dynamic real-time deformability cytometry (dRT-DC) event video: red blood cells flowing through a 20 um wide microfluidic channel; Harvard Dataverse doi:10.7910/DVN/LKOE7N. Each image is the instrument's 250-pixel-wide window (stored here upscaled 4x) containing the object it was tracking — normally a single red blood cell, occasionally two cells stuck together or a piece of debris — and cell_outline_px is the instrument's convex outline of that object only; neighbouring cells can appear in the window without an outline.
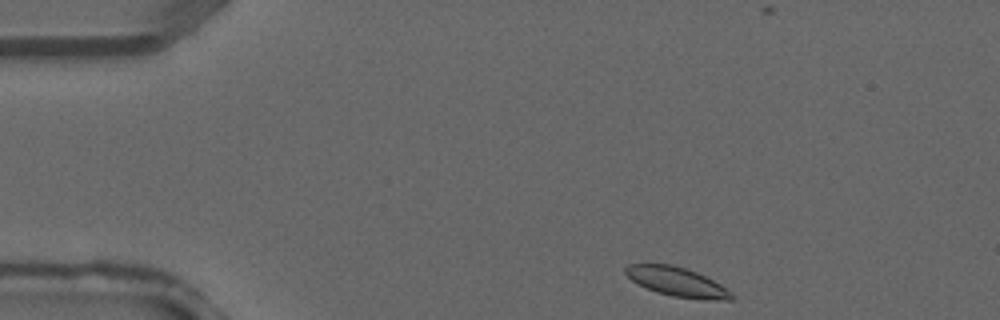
{"species": "common noctule bat (a hibernating species)", "species_latin": "Nyctalus noctula", "temperature_condition": "warm", "stored_images_in_passage": 3, "camera_frame_rate_fps": 3000, "um_per_image_px": 0.085, "animal": {"sex": "male", "forearm_length_mm": 52.5}, "frame": {"image": 1, "passage_image": 1, "time_ms": 0.0, "image_size_px": [1000, 320], "cell_outline_px": [[736, 296], [732, 300], [704, 300], [672, 296], [656, 292], [632, 280], [624, 272], [624, 268], [628, 264], [672, 264], [696, 272], [720, 284], [732, 292]], "centroid_in_image_um": [57.58, 23.97], "position_along_channel_um": 27.4, "area_um2": 17.98}}